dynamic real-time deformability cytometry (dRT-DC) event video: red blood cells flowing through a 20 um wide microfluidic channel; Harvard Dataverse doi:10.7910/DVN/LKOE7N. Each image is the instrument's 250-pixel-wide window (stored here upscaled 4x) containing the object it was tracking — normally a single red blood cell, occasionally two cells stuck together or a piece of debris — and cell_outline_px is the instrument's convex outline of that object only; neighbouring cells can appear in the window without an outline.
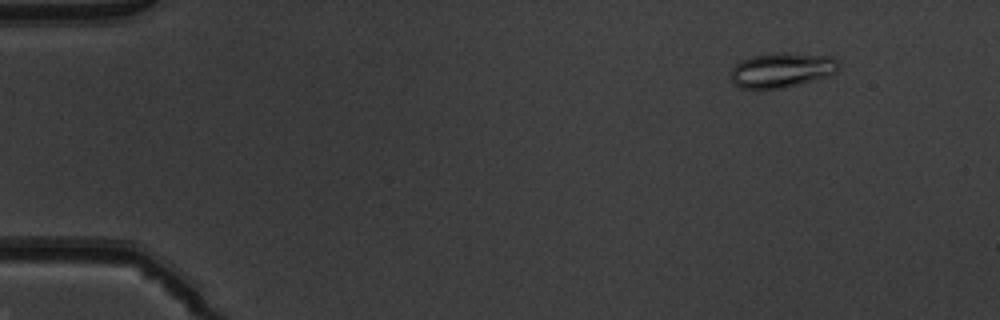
{"species": "common noctule bat (a hibernating species)", "species_latin": "Nyctalus noctula", "temperature_condition": "warm", "stored_images_in_passage": 47, "camera_frame_rate_fps": 3000, "um_per_image_px": 0.085, "animal": {"sex": "male", "body_mass_g": 19.5, "forearm_length_mm": 54.6}, "frame": {"image": 1, "passage_image": 2, "time_ms": 0.333, "image_size_px": [1000, 320], "cell_outline_px": [[840, 68], [832, 76], [816, 80], [780, 88], [740, 88], [732, 84], [728, 76], [728, 72], [740, 60], [752, 56], [784, 52], [788, 52], [832, 56], [840, 60]], "centroid_in_image_um": [66.47, 5.95], "position_along_channel_um": 18.5, "area_um2": 22.48}}
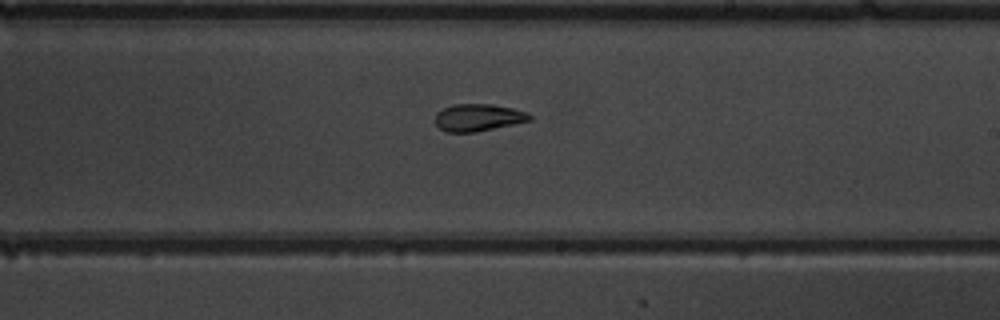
{"frame": {"image": 2, "passage_image": 27, "time_ms": 8.667, "image_size_px": [1000, 320], "cell_outline_px": [[532, 120], [476, 132], [444, 132], [436, 124], [436, 112], [452, 104], [492, 104], [512, 108], [524, 112], [532, 116]], "centroid_in_image_um": [40.62, 9.99], "position_along_channel_um": 248.4, "area_um2": 14.91}}
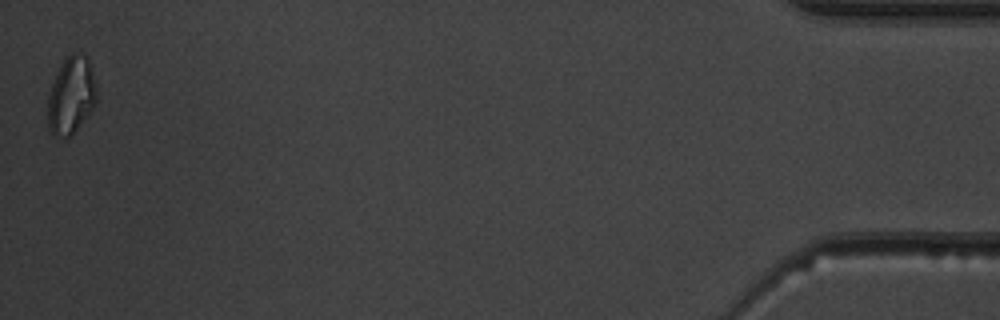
{"frame": {"image": 3, "passage_image": 47, "time_ms": 15.333, "image_size_px": [1000, 320], "cell_outline_px": [[96, 104], [72, 136], [56, 136], [48, 128], [48, 96], [56, 72], [64, 60], [72, 52], [76, 52], [88, 56], [96, 88]], "centroid_in_image_um": [6.06, 8.1], "position_along_channel_um": 429.1, "area_um2": 21.91}, "authors_computed_cell_mechanics": {"area_um2": 16.4152, "velocity_mm_per_s": 4.0259, "shape_relaxation_time_tau1_ms": 6.1199, "shape_relaxation_time_tau2_ms": 3.2243, "deformation_change_tau1": 0.1556, "deformation_change_tau2": 0.07}}